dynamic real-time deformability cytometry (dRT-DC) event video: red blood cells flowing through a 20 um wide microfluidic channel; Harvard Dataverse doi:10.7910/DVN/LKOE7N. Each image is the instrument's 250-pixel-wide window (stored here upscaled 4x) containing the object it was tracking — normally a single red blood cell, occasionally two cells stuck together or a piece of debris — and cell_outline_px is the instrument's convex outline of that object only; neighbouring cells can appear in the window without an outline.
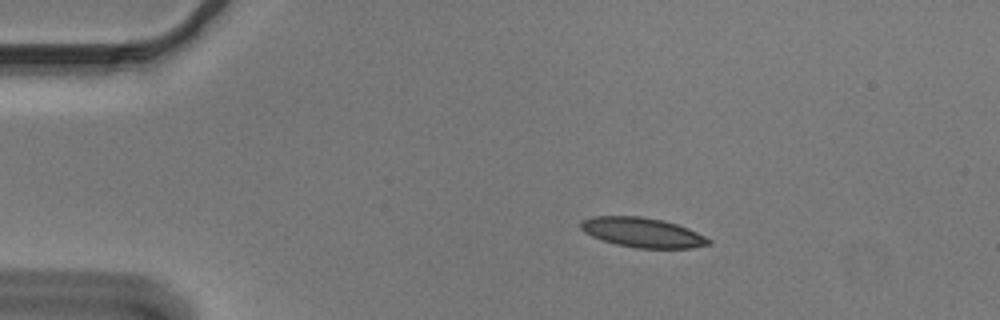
{"species": "Egyptian fruit bat (a non-hibernating species)", "species_latin": "Rousettus aegyptiacus", "temperature_condition": "cold", "stored_images_in_passage": 46, "camera_frame_rate_fps": 3000, "um_per_image_px": 0.085, "animal": {"sex": "male"}, "frame": {"image": 1, "passage_image": 1, "time_ms": 0.0, "image_size_px": [1000, 320], "cell_outline_px": [[712, 244], [692, 248], [636, 248], [616, 244], [592, 236], [584, 232], [580, 228], [580, 220], [592, 216], [640, 216], [664, 220], [688, 228], [712, 240]], "centroid_in_image_um": [54.61, 19.75], "position_along_channel_um": 30.4, "area_um2": 22.2}}
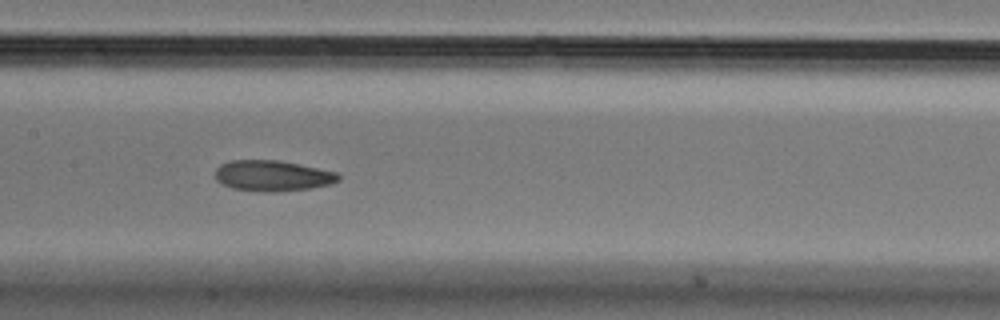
{"frame": {"image": 2, "passage_image": 18, "time_ms": 5.667, "image_size_px": [1000, 320], "cell_outline_px": [[340, 180], [332, 184], [308, 188], [272, 192], [264, 192], [232, 188], [220, 184], [216, 180], [216, 168], [220, 164], [228, 160], [280, 160], [336, 172], [340, 176]], "centroid_in_image_um": [23.13, 14.93], "position_along_channel_um": 184.3, "area_um2": 22.14}}
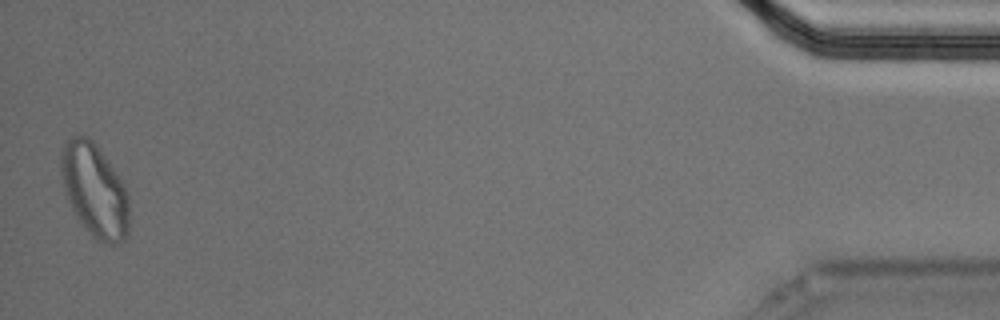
{"frame": {"image": 3, "passage_image": 45, "time_ms": 14.667, "image_size_px": [1000, 320], "cell_outline_px": [[128, 236], [124, 240], [116, 244], [108, 244], [96, 240], [84, 228], [76, 216], [64, 192], [60, 176], [60, 148], [72, 136], [88, 136], [96, 144], [120, 176], [128, 196]], "centroid_in_image_um": [8.02, 16.17], "position_along_channel_um": 427.2, "area_um2": 37.45}, "authors_computed_cell_mechanics": {"area_um2": 22.7443, "velocity_mm_per_s": 3.656, "shape_relaxation_time_tau1_ms": null, "shape_relaxation_time_tau2_ms": 3.1323, "deformation_change_tau1": null, "deformation_change_tau2": 0.0966}}